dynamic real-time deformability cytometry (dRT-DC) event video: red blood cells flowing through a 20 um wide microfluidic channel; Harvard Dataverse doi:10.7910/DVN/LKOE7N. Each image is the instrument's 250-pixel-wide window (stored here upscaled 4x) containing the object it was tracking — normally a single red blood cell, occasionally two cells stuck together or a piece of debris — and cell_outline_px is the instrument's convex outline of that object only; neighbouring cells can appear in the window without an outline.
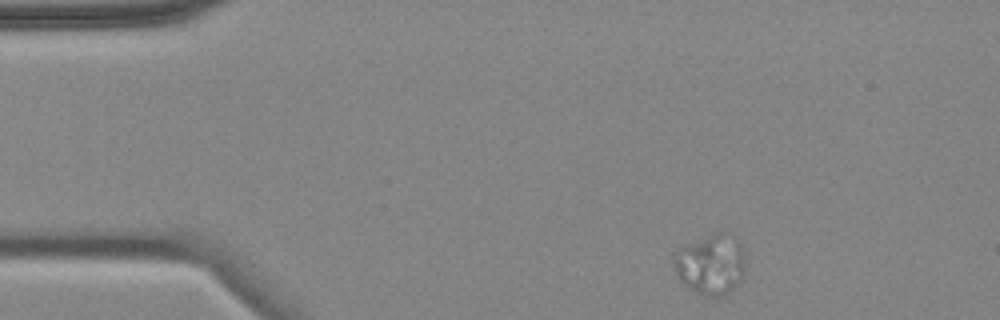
{"species": "common noctule bat (a hibernating species)", "species_latin": "Nyctalus noctula", "temperature_condition": "cold", "stored_images_in_passage": 3, "camera_frame_rate_fps": 3000, "um_per_image_px": 0.085, "animal": {"sex": "female", "body_mass_g": 18.4}, "frame": {"image": 1, "passage_image": 1, "time_ms": 0.0, "image_size_px": [1000, 320], "cell_outline_px": [[744, 276], [740, 284], [724, 296], [708, 296], [696, 292], [684, 284], [676, 276], [672, 260], [672, 256], [680, 244], [716, 232], [720, 232], [732, 236], [740, 240], [744, 256]], "centroid_in_image_um": [60.39, 22.45], "position_along_channel_um": 24.6, "area_um2": 25.95}}